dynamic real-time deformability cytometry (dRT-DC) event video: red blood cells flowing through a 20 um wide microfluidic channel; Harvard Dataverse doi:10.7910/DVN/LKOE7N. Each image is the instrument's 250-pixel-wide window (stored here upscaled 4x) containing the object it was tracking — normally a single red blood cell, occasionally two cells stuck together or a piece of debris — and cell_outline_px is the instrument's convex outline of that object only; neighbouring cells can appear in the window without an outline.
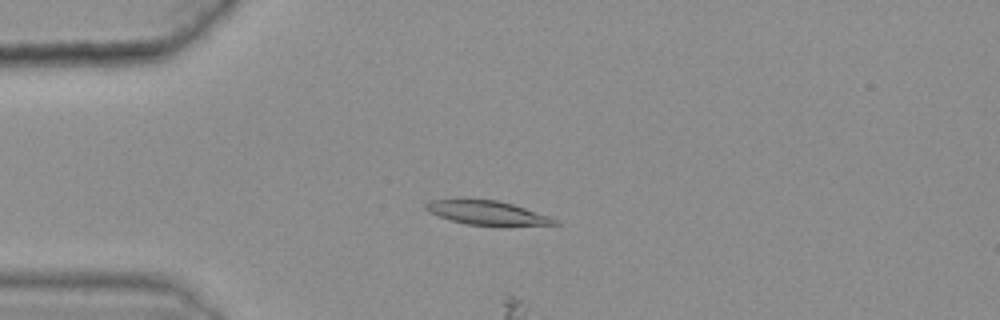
{"species": "common noctule bat (a hibernating species)", "species_latin": "Nyctalus noctula", "temperature_condition": "warm", "stored_images_in_passage": 47, "camera_frame_rate_fps": 3000, "um_per_image_px": 0.085, "animal": {"sex": "female", "body_mass_g": 25.1}, "frame": {"image": 1, "passage_image": 13, "time_ms": 4.0, "image_size_px": [1000, 320], "cell_outline_px": [[560, 224], [464, 224], [428, 212], [424, 208], [424, 204], [432, 200], [460, 196], [496, 200], [512, 204], [560, 220]], "centroid_in_image_um": [41.25, 18.01], "position_along_channel_um": 43.7, "area_um2": 18.03}}